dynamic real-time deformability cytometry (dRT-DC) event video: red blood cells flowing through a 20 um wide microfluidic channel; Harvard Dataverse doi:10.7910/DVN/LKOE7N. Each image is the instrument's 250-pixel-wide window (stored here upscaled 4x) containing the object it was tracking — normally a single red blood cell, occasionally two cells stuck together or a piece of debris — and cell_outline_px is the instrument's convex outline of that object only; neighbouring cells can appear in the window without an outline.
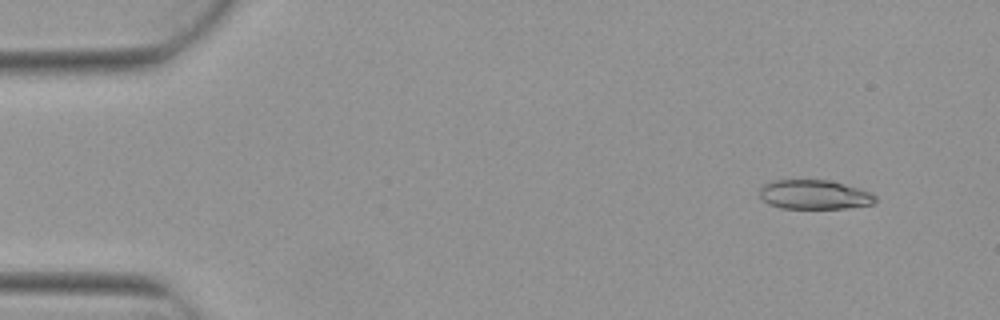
{"species": "Egyptian fruit bat (a non-hibernating species)", "species_latin": "Rousettus aegyptiacus", "temperature_condition": "warm", "stored_images_in_passage": 2, "camera_frame_rate_fps": 3000, "um_per_image_px": 0.085, "animal": {"sex": "female"}, "frame": {"image": 1, "passage_image": 1, "time_ms": 0.0, "image_size_px": [1000, 320], "cell_outline_px": [[876, 200], [872, 204], [844, 208], [780, 208], [768, 204], [760, 196], [760, 184], [772, 180], [828, 180], [872, 192], [876, 196]], "centroid_in_image_um": [69.17, 16.53], "position_along_channel_um": 15.8, "area_um2": 19.77}}